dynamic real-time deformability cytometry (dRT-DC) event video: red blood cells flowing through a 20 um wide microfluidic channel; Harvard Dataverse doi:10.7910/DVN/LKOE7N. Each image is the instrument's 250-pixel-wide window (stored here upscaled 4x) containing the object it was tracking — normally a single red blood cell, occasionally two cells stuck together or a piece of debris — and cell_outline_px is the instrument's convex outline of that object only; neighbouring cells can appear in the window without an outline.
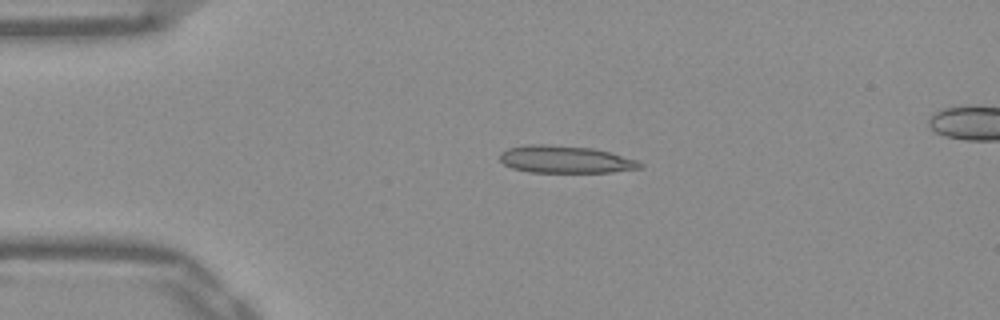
{"species": "Egyptian fruit bat (a non-hibernating species)", "species_latin": "Rousettus aegyptiacus", "temperature_condition": "warm", "stored_images_in_passage": 45, "camera_frame_rate_fps": 3000, "um_per_image_px": 0.085, "frame": {"image": 1, "passage_image": 10, "time_ms": 3.0, "image_size_px": [1000, 320], "cell_outline_px": [[644, 168], [612, 172], [528, 172], [512, 168], [504, 164], [500, 160], [500, 152], [508, 148], [524, 144], [548, 144], [592, 148], [612, 152], [636, 160], [644, 164]], "centroid_in_image_um": [48.06, 13.54], "position_along_channel_um": 36.9, "area_um2": 22.6}}
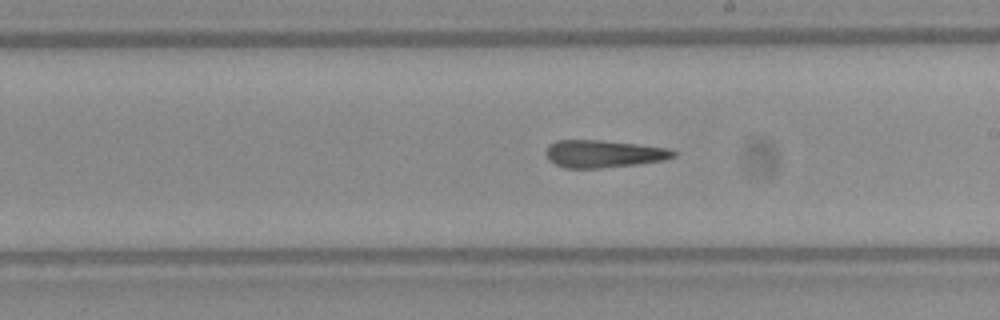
{"frame": {"image": 2, "passage_image": 28, "time_ms": 9.0, "image_size_px": [1000, 320], "cell_outline_px": [[676, 156], [664, 160], [636, 164], [600, 168], [564, 168], [548, 160], [544, 152], [548, 144], [556, 140], [600, 140], [636, 144], [668, 148], [676, 152]], "centroid_in_image_um": [51.25, 13.07], "position_along_channel_um": 237.7, "area_um2": 20.46}}
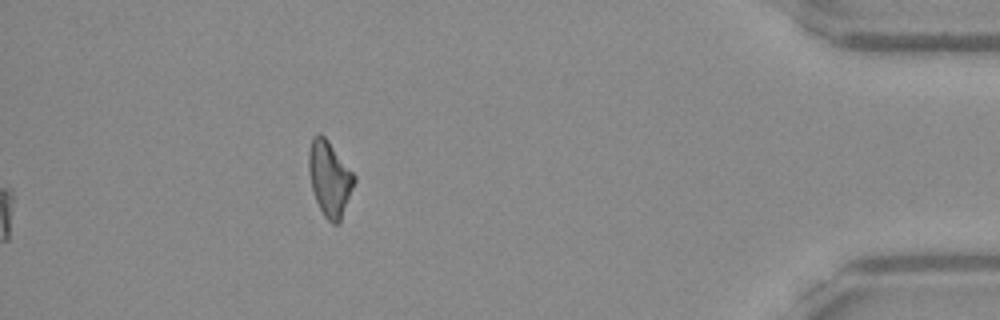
{"frame": {"image": 3, "passage_image": 45, "time_ms": 14.667, "image_size_px": [1000, 320], "cell_outline_px": [[356, 180], [340, 224], [332, 224], [324, 216], [316, 200], [312, 188], [308, 172], [308, 152], [312, 136], [316, 132], [320, 132], [328, 140], [356, 176]], "centroid_in_image_um": [28.01, 15.16], "position_along_channel_um": 407.2, "area_um2": 20.17}, "authors_computed_cell_mechanics": {"area_um2": 20.9236, "velocity_mm_per_s": 3.9028, "shape_relaxation_time_tau1_ms": null, "shape_relaxation_time_tau2_ms": 2.3808, "deformation_change_tau1": null, "deformation_change_tau2": 0.1309}}